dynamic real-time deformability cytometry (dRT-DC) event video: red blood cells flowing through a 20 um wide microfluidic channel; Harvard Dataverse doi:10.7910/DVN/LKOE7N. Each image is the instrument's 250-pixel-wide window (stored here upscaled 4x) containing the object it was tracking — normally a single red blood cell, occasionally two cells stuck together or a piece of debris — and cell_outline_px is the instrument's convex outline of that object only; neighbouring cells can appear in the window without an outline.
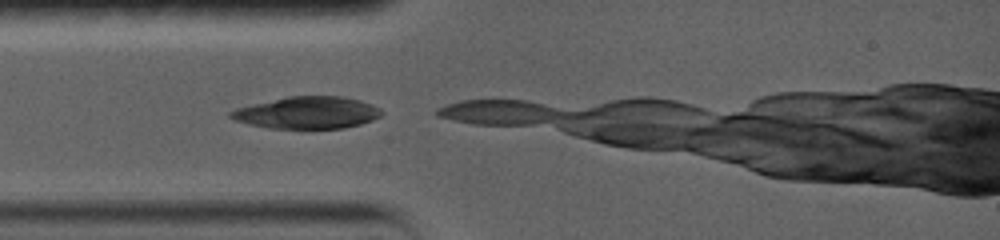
{"species": "common noctule bat (a hibernating species)", "species_latin": "Nyctalus noctula", "temperature_condition": "warm", "stored_images_in_passage": 22, "camera_frame_rate_fps": 5000, "um_per_image_px": 0.085, "animal": {"sex": "female", "body_mass_g": 19.0, "forearm_length_mm": 56.7}, "frame": {"image": 1, "passage_image": 1, "time_ms": 0.0, "image_size_px": [1000, 240], "cell_outline_px": [[384, 112], [380, 116], [372, 120], [360, 124], [344, 128], [268, 128], [248, 124], [236, 120], [228, 116], [228, 112], [236, 108], [252, 104], [288, 96], [344, 96], [360, 100], [372, 104], [380, 108]], "centroid_in_image_um": [26.13, 9.57], "position_along_channel_um": 58.9, "area_um2": 28.21}}